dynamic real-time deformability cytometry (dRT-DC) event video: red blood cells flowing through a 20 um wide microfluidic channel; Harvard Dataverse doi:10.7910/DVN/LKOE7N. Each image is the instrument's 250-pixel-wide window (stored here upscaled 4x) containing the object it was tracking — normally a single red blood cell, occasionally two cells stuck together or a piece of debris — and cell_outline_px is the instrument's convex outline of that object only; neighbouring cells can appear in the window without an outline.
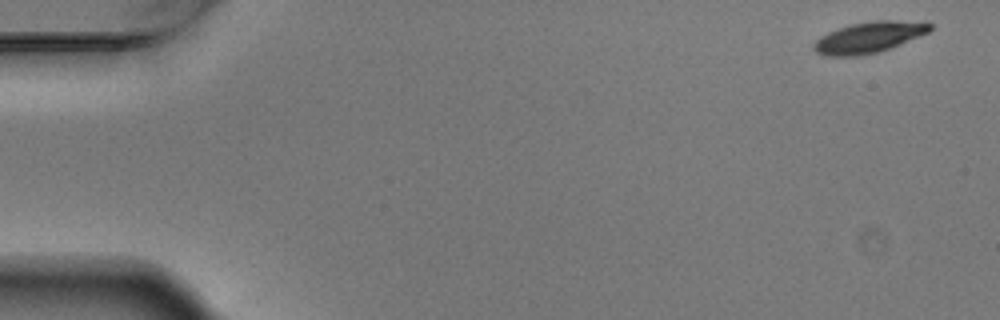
{"species": "Egyptian fruit bat (a non-hibernating species)", "species_latin": "Rousettus aegyptiacus", "temperature_condition": "warm", "stored_images_in_passage": 6, "segment_of_instrument_passage": [1, 2], "camera_frame_rate_fps": 3000, "um_per_image_px": 0.085, "animal": {"sex": "male"}, "frame": {"image": 1, "passage_image": 1, "time_ms": 0.0, "image_size_px": [1000, 320], "cell_outline_px": [[932, 28], [928, 32], [888, 48], [876, 52], [860, 56], [828, 56], [816, 52], [812, 48], [812, 44], [820, 36], [828, 32], [852, 24], [872, 20], [896, 20], [932, 24]], "centroid_in_image_um": [73.78, 3.17], "position_along_channel_um": 11.2, "area_um2": 20.58}}